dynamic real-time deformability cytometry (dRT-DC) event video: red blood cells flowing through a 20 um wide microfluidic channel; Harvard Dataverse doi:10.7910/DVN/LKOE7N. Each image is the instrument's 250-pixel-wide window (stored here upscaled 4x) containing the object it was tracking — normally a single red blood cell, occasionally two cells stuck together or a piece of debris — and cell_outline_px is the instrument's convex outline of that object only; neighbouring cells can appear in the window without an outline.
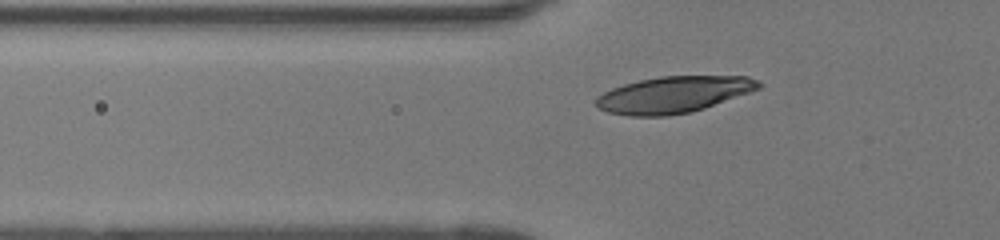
{"species": "human", "species_latin": "Homo sapiens", "temperature_condition": "room temperature", "stored_images_in_passage": 42, "camera_frame_rate_fps": 3000, "um_per_image_px": 0.085, "donor": {"sex": "female"}, "frame": {"image": 1, "passage_image": 11, "time_ms": 3.333, "image_size_px": [1000, 240], "cell_outline_px": [[760, 88], [704, 108], [692, 112], [668, 116], [628, 116], [608, 112], [596, 108], [596, 96], [612, 88], [624, 84], [640, 80], [660, 76], [748, 76], [756, 80], [760, 84]], "centroid_in_image_um": [57.2, 8.05], "position_along_channel_um": 68.6, "area_um2": 34.45}}
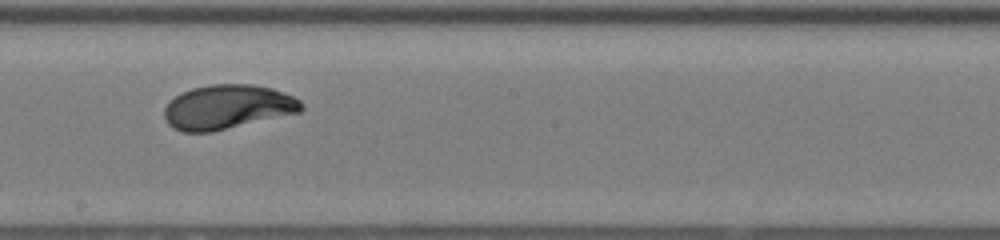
{"frame": {"image": 2, "passage_image": 23, "time_ms": 7.333, "image_size_px": [1000, 240], "cell_outline_px": [[304, 108], [300, 112], [212, 132], [180, 132], [172, 128], [168, 124], [164, 116], [164, 108], [176, 96], [192, 88], [208, 84], [252, 84], [272, 88], [292, 96], [300, 100], [304, 104]], "centroid_in_image_um": [19.34, 9.1], "position_along_channel_um": 228.9, "area_um2": 35.43}}
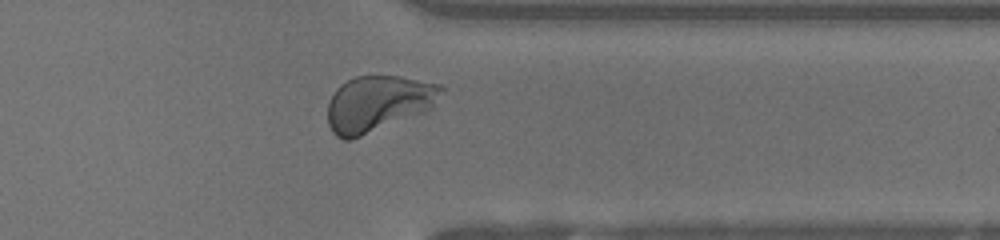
{"frame": {"image": 3, "passage_image": 34, "time_ms": 11.0, "image_size_px": [1000, 240], "cell_outline_px": [[444, 92], [432, 108], [428, 112], [352, 140], [344, 140], [336, 136], [332, 132], [328, 124], [328, 100], [336, 88], [340, 84], [356, 76], [400, 76], [440, 84], [444, 88]], "centroid_in_image_um": [32.16, 8.82], "position_along_channel_um": 379.2, "area_um2": 37.74}}